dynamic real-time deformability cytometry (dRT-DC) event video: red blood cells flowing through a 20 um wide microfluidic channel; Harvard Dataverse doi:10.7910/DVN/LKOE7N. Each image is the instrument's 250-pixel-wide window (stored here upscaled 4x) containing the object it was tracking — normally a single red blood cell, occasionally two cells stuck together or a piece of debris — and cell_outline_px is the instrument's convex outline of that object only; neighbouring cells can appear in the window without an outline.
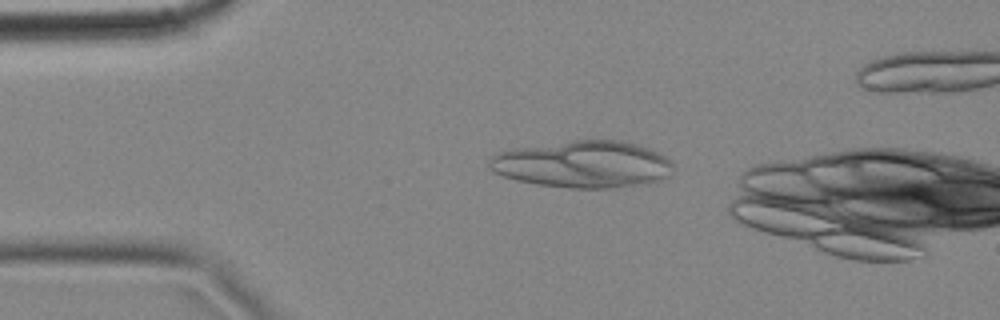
{"species": "common noctule bat (a hibernating species)", "species_latin": "Nyctalus noctula", "temperature_condition": "cold", "stored_images_in_passage": 5, "camera_frame_rate_fps": 3000, "um_per_image_px": 0.085, "animal": {"sex": "female", "body_mass_g": 18.4}, "frame": {"image": 1, "passage_image": 2, "time_ms": 0.333, "image_size_px": [1000, 320], "cell_outline_px": [[672, 164], [668, 176], [660, 180], [612, 188], [568, 188], [536, 184], [516, 180], [492, 172], [488, 168], [488, 160], [492, 156], [500, 152], [516, 148], [572, 140], [624, 140], [648, 148], [664, 156]], "centroid_in_image_um": [49.48, 13.96], "position_along_channel_um": 35.5, "area_um2": 50.05}}
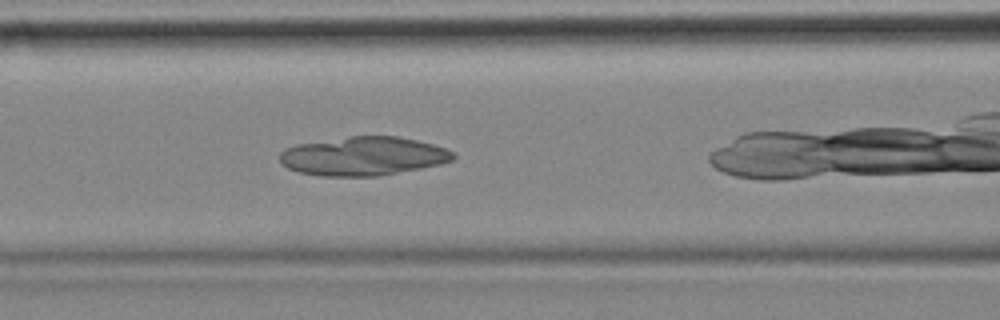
{"frame": {"image": 2, "passage_image": 5, "time_ms": 1.333, "image_size_px": [1000, 320], "cell_outline_px": [[456, 156], [452, 160], [440, 164], [420, 168], [376, 176], [320, 176], [300, 172], [288, 168], [280, 160], [280, 152], [284, 148], [296, 144], [352, 136], [396, 136], [416, 140], [432, 144], [456, 152]], "centroid_in_image_um": [30.87, 13.27], "position_along_channel_um": 135.7, "area_um2": 38.96}}